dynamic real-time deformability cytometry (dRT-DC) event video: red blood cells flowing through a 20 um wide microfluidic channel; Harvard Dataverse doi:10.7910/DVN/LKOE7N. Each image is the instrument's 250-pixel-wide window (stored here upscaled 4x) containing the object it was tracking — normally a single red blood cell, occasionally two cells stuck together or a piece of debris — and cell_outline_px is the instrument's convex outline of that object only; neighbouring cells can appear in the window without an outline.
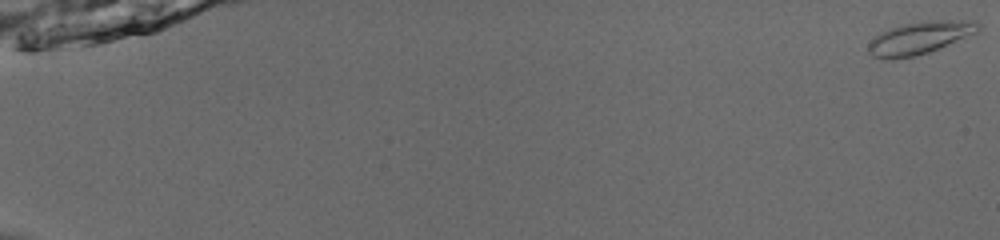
{"species": "common noctule bat (a hibernating species)", "species_latin": "Nyctalus noctula", "temperature_condition": "room temperature", "stored_images_in_passage": 55, "camera_frame_rate_fps": 3000, "um_per_image_px": 0.085, "animal": {"sex": "male", "body_mass_g": 13.0, "forearm_length_mm": 53.1}, "frame": {"image": 1, "passage_image": 1, "time_ms": 0.0, "image_size_px": [1000, 240], "cell_outline_px": [[980, 32], [928, 52], [916, 56], [892, 60], [884, 60], [872, 56], [868, 52], [868, 44], [880, 32], [904, 24], [924, 20], [976, 20], [980, 24]], "centroid_in_image_um": [78.2, 3.22], "position_along_channel_um": 6.8, "area_um2": 21.1}}
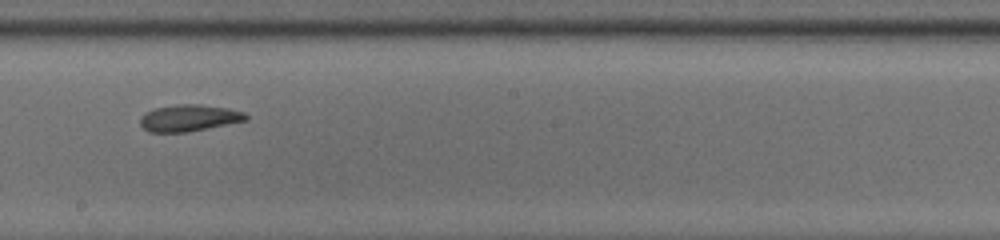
{"frame": {"image": 2, "passage_image": 34, "time_ms": 11.0, "image_size_px": [1000, 240], "cell_outline_px": [[248, 120], [188, 132], [148, 132], [140, 124], [140, 116], [144, 112], [152, 108], [180, 104], [200, 104], [228, 108], [244, 112], [248, 116]], "centroid_in_image_um": [16.04, 10.02], "position_along_channel_um": 232.2, "area_um2": 16.59}}
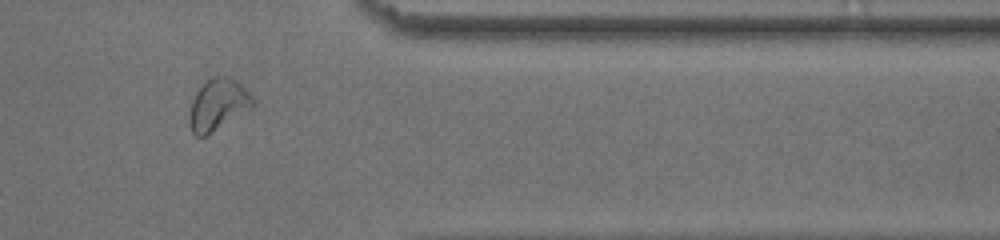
{"frame": {"image": 3, "passage_image": 47, "time_ms": 15.333, "image_size_px": [1000, 240], "cell_outline_px": [[256, 104], [252, 108], [204, 136], [196, 136], [192, 132], [188, 124], [188, 116], [192, 100], [196, 92], [212, 76], [228, 76], [236, 80], [256, 100]], "centroid_in_image_um": [18.53, 8.89], "position_along_channel_um": 392.9, "area_um2": 18.9}, "authors_computed_cell_mechanics": {"area_um2": 17.6868, "velocity_mm_per_s": 3.9031, "shape_relaxation_time_tau1_ms": 5.2977, "shape_relaxation_time_tau2_ms": 3.9378, "deformation_change_tau1": 0.1392, "deformation_change_tau2": 0.0711}}